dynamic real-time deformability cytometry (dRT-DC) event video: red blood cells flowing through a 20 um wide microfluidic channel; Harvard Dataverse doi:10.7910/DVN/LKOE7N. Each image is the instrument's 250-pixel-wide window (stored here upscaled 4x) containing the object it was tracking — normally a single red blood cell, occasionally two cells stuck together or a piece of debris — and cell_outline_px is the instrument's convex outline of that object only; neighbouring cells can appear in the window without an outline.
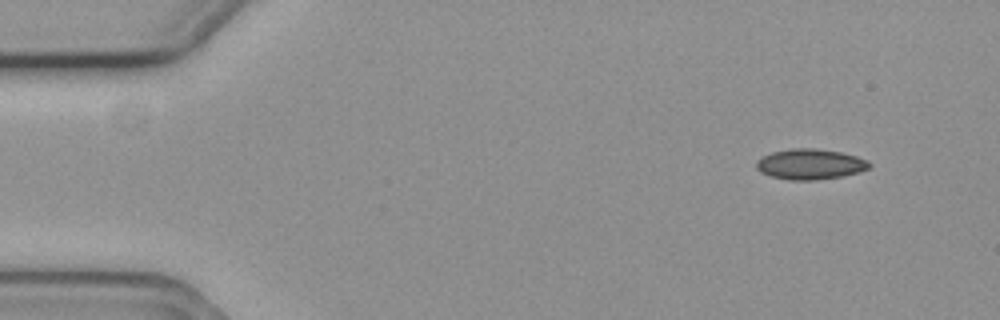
{"species": "common noctule bat (a hibernating species)", "species_latin": "Nyctalus noctula", "temperature_condition": "cold", "stored_images_in_passage": 4, "camera_frame_rate_fps": 3000, "um_per_image_px": 0.085, "animal": {"sex": "female", "body_mass_g": 19.3, "forearm_length_mm": 54.1}, "frame": {"image": 1, "passage_image": 1, "time_ms": 0.0, "image_size_px": [1000, 320], "cell_outline_px": [[872, 164], [868, 168], [844, 176], [816, 180], [788, 180], [772, 176], [760, 172], [756, 168], [756, 160], [772, 152], [792, 148], [816, 148], [840, 152], [856, 156], [868, 160]], "centroid_in_image_um": [68.85, 13.95], "position_along_channel_um": 16.1, "area_um2": 20.06}}
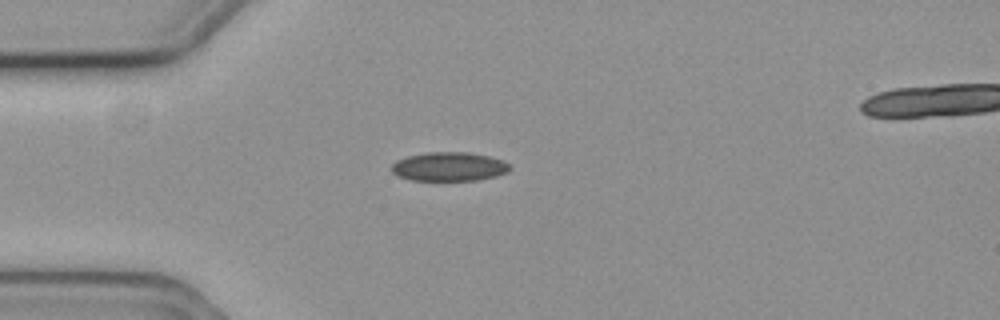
{"frame": {"image": 2, "passage_image": 4, "time_ms": 1.0, "image_size_px": [1000, 320], "cell_outline_px": [[512, 168], [508, 172], [496, 176], [476, 180], [408, 180], [396, 176], [392, 172], [392, 164], [396, 160], [408, 156], [428, 152], [468, 152], [488, 156], [504, 160], [512, 164]], "centroid_in_image_um": [38.2, 14.16], "position_along_channel_um": 46.8, "area_um2": 20.17}}